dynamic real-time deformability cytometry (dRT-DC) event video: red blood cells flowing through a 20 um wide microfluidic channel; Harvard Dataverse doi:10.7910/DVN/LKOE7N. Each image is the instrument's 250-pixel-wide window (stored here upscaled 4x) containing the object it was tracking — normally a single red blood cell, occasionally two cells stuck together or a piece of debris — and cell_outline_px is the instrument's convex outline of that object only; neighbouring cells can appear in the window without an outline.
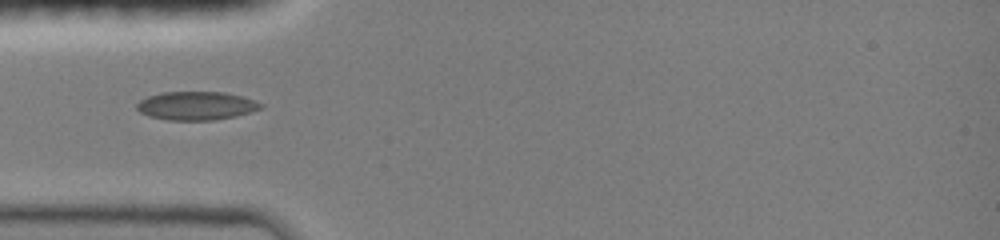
{"species": "common noctule bat (a hibernating species)", "species_latin": "Nyctalus noctula", "temperature_condition": "room temperature", "stored_images_in_passage": 2, "camera_frame_rate_fps": 3000, "um_per_image_px": 0.085, "animal": {"sex": "female", "body_mass_g": 19.0, "forearm_length_mm": 51.5}, "frame": {"image": 1, "passage_image": 1, "time_ms": 0.0, "image_size_px": [1000, 240], "cell_outline_px": [[264, 108], [252, 112], [236, 116], [216, 120], [168, 120], [148, 116], [140, 112], [136, 108], [136, 104], [140, 100], [148, 96], [164, 92], [224, 92], [240, 96], [264, 104]], "centroid_in_image_um": [16.69, 9.0], "position_along_channel_um": 68.3, "area_um2": 20.63}}